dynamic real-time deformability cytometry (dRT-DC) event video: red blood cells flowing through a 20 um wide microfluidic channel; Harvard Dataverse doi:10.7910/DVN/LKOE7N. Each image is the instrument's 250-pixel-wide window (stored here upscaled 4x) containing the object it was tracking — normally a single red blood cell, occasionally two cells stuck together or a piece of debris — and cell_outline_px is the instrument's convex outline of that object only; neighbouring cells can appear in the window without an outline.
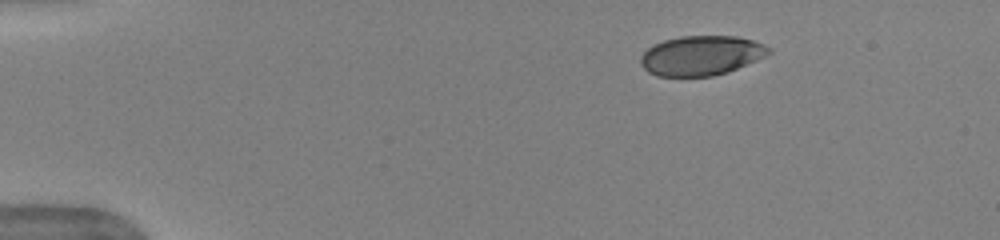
{"species": "human", "species_latin": "Homo sapiens", "temperature_condition": "warm", "stored_images_in_passage": 44, "camera_frame_rate_fps": 3000, "um_per_image_px": 0.085, "donor": {"sex": "female"}, "frame": {"image": 1, "passage_image": 1, "time_ms": 0.0, "image_size_px": [1000, 240], "cell_outline_px": [[772, 52], [756, 60], [728, 72], [712, 76], [656, 76], [648, 72], [640, 64], [640, 56], [652, 44], [664, 40], [680, 36], [736, 36], [752, 40], [764, 44], [772, 48]], "centroid_in_image_um": [59.59, 4.72], "position_along_channel_um": 25.4, "area_um2": 29.71}}
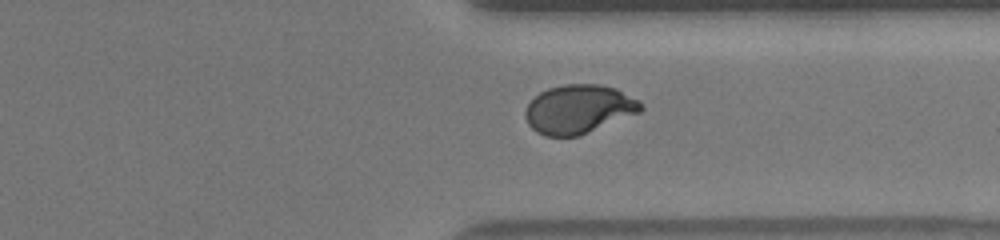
{"frame": {"image": 2, "passage_image": 33, "time_ms": 10.667, "image_size_px": [1000, 240], "cell_outline_px": [[644, 108], [640, 112], [580, 136], [544, 136], [536, 132], [528, 124], [524, 116], [524, 112], [528, 104], [540, 92], [548, 88], [564, 84], [600, 84], [616, 88], [636, 100]], "centroid_in_image_um": [49.16, 9.28], "position_along_channel_um": 362.2, "area_um2": 32.77}}
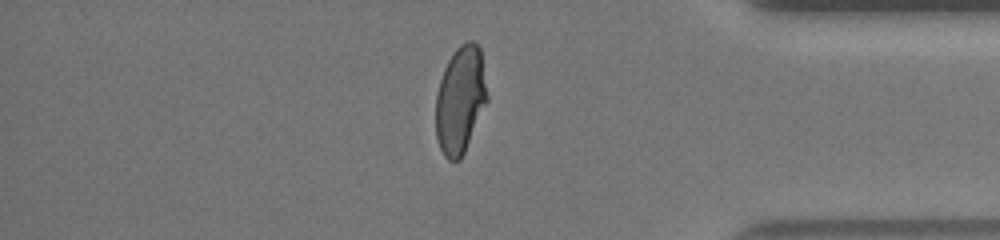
{"frame": {"image": 3, "passage_image": 37, "time_ms": 12.0, "image_size_px": [1000, 240], "cell_outline_px": [[488, 100], [464, 152], [460, 160], [448, 160], [444, 156], [440, 148], [436, 136], [436, 96], [440, 80], [444, 68], [448, 60], [456, 48], [460, 44], [468, 40], [472, 40], [480, 48], [488, 96]], "centroid_in_image_um": [39.12, 8.47], "position_along_channel_um": 396.1, "area_um2": 32.02}, "authors_computed_cell_mechanics": {"area_um2": 32.5703, "velocity_mm_per_s": 3.9794, "shape_relaxation_time_tau1_ms": 3.6613, "shape_relaxation_time_tau2_ms": null, "deformation_change_tau1": 0.1732, "deformation_change_tau2": null}}